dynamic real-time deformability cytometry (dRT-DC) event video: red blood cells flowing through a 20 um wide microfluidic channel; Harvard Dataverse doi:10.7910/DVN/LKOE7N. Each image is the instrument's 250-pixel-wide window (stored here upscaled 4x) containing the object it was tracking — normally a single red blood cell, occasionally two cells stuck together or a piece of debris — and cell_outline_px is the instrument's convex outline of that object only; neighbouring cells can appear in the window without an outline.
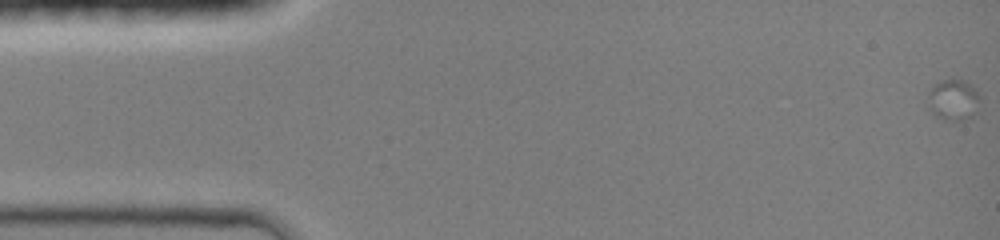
{"species": "common noctule bat (a hibernating species)", "species_latin": "Nyctalus noctula", "temperature_condition": "room temperature", "stored_images_in_passage": 10, "camera_frame_rate_fps": 3000, "um_per_image_px": 0.085, "animal": {"sex": "female", "body_mass_g": 19.0, "forearm_length_mm": 51.5}, "frame": {"image": 1, "passage_image": 1, "time_ms": 0.0, "image_size_px": [1000, 240], "cell_outline_px": [[980, 96], [976, 112], [972, 116], [960, 120], [952, 120], [936, 116], [928, 108], [928, 96], [932, 88], [936, 84], [944, 80], [960, 80], [968, 84]], "centroid_in_image_um": [81.02, 8.51], "position_along_channel_um": 4.0, "area_um2": 11.91}}